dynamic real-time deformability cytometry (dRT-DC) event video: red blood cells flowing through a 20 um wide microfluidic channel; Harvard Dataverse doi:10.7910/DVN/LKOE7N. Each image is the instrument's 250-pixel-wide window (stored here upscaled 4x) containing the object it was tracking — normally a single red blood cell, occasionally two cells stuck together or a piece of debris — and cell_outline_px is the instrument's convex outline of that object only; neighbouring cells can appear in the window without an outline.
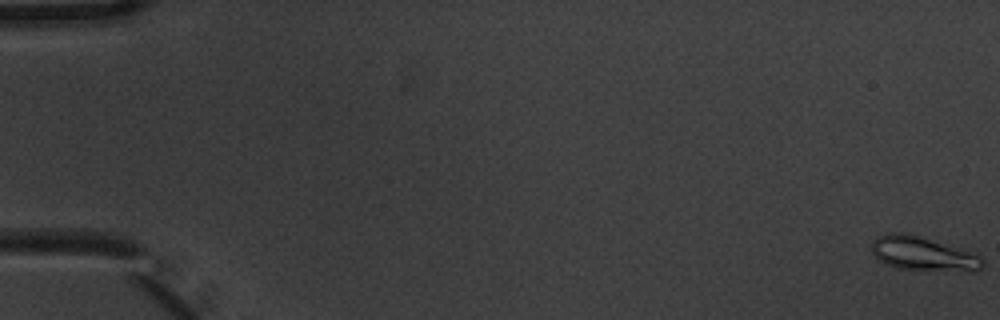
{"species": "common noctule bat (a hibernating species)", "species_latin": "Nyctalus noctula", "temperature_condition": "warm", "stored_images_in_passage": 5, "camera_frame_rate_fps": 3000, "um_per_image_px": 0.085, "animal": {"sex": "male", "body_mass_g": 20.1, "forearm_length_mm": 53.5}, "frame": {"image": 1, "passage_image": 1, "time_ms": 0.0, "image_size_px": [1000, 320], "cell_outline_px": [[984, 264], [980, 268], [972, 272], [896, 268], [884, 264], [872, 252], [872, 240], [876, 236], [892, 232], [900, 232], [916, 236], [976, 252], [984, 260]], "centroid_in_image_um": [78.48, 21.58], "position_along_channel_um": 6.5, "area_um2": 22.02}}